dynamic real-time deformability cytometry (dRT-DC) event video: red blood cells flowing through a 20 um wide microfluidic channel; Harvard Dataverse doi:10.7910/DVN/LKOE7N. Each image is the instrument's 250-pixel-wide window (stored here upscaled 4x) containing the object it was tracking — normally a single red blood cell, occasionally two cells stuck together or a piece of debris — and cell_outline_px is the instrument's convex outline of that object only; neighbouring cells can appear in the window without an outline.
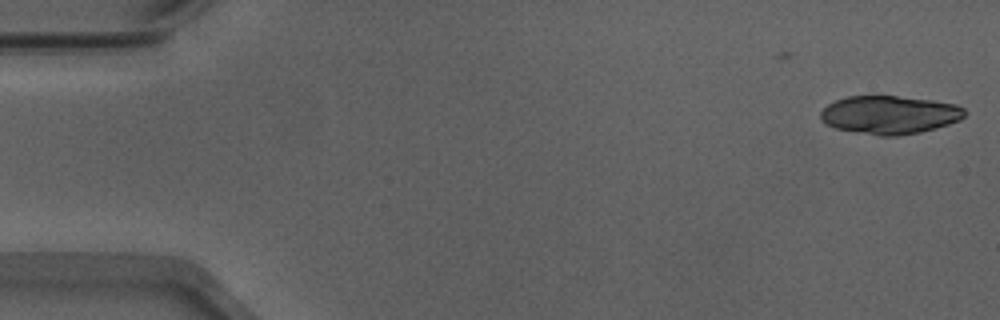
{"species": "Egyptian fruit bat (a non-hibernating species)", "species_latin": "Rousettus aegyptiacus", "temperature_condition": "warm", "stored_images_in_passage": 4, "camera_frame_rate_fps": 3000, "um_per_image_px": 0.085, "animal": {"sex": "male"}, "frame": {"image": 1, "passage_image": 4, "time_ms": 1.0, "image_size_px": [1000, 320], "cell_outline_px": [[968, 112], [960, 120], [936, 128], [920, 132], [896, 136], [880, 136], [836, 128], [824, 124], [820, 120], [820, 112], [828, 104], [836, 100], [848, 96], [896, 96], [932, 100], [956, 104], [964, 108]], "centroid_in_image_um": [75.62, 9.76], "position_along_channel_um": 9.4, "area_um2": 32.19}}